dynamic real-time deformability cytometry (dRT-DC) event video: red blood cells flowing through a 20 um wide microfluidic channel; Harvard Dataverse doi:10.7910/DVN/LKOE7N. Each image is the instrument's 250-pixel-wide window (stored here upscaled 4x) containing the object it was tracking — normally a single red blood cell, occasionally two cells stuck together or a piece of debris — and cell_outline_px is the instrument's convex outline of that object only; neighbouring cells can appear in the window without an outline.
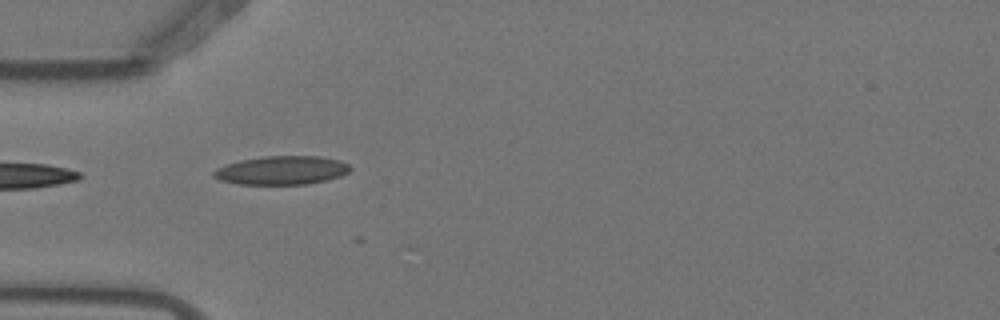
{"species": "Egyptian fruit bat (a non-hibernating species)", "species_latin": "Rousettus aegyptiacus", "temperature_condition": "warm", "stored_images_in_passage": 3, "camera_frame_rate_fps": 3000, "um_per_image_px": 0.085, "animal": {"sex": "female"}, "frame": {"image": 1, "passage_image": 2, "time_ms": 0.333, "image_size_px": [1000, 320], "cell_outline_px": [[352, 168], [348, 172], [340, 176], [308, 184], [236, 184], [220, 180], [212, 176], [212, 172], [216, 168], [240, 160], [264, 156], [316, 156], [340, 160], [348, 164]], "centroid_in_image_um": [23.92, 14.47], "position_along_channel_um": 61.1, "area_um2": 22.72}}